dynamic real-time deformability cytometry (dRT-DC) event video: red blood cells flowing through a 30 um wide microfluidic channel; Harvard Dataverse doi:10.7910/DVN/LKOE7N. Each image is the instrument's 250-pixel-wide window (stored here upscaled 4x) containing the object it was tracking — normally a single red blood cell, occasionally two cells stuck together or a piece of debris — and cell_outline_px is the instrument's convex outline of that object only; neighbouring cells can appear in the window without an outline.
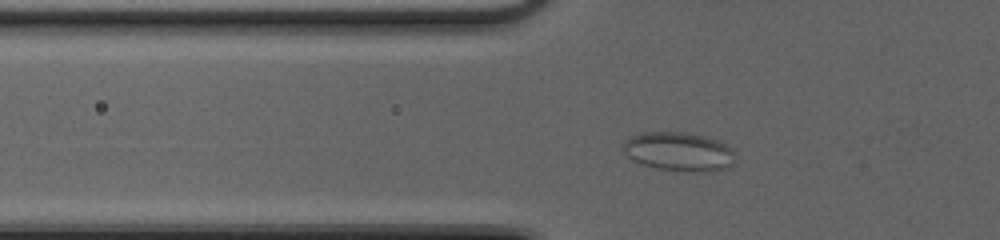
{"species": "common noctule bat (a hibernating species)", "species_latin": "Nyctalus noctula", "temperature_condition": "cold", "stored_images_in_passage": 35, "camera_frame_rate_fps": 3000, "um_per_image_px": 0.085, "animal": {"sex": "female", "body_mass_g": 20.0, "forearm_length_mm": 54.0}, "frame": {"image": 1, "passage_image": 2, "time_ms": 0.333, "image_size_px": [1000, 240], "cell_outline_px": [[732, 164], [728, 168], [704, 172], [680, 172], [656, 168], [640, 164], [632, 160], [624, 152], [624, 140], [640, 132], [684, 132], [704, 136], [716, 140], [724, 144], [732, 152]], "centroid_in_image_um": [57.64, 12.9], "position_along_channel_um": 68.2, "area_um2": 25.37}}
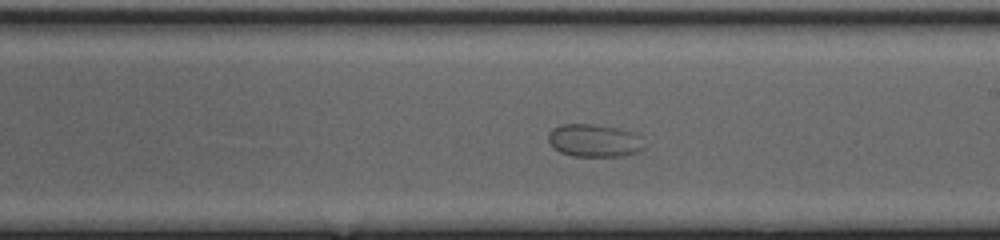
{"frame": {"image": 2, "passage_image": 15, "time_ms": 4.667, "image_size_px": [1000, 240], "cell_outline_px": [[644, 148], [640, 152], [624, 156], [572, 156], [560, 152], [552, 148], [548, 140], [548, 132], [552, 128], [560, 124], [596, 124], [620, 128], [632, 132], [636, 136]], "centroid_in_image_um": [50.44, 11.95], "position_along_channel_um": 238.6, "area_um2": 18.44}}
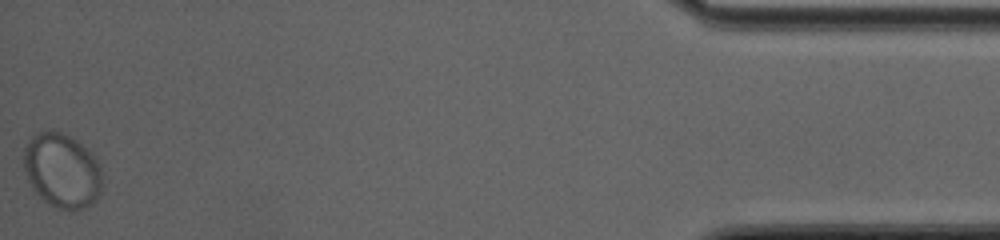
{"frame": {"image": 3, "passage_image": 35, "time_ms": 11.333, "image_size_px": [1000, 240], "cell_outline_px": [[104, 188], [96, 200], [92, 204], [80, 208], [56, 208], [48, 204], [32, 188], [28, 180], [24, 168], [24, 144], [32, 136], [44, 128], [52, 128], [76, 140], [88, 148], [92, 152], [100, 164], [104, 184]], "centroid_in_image_um": [5.3, 14.45], "position_along_channel_um": 429.9, "area_um2": 34.74}}